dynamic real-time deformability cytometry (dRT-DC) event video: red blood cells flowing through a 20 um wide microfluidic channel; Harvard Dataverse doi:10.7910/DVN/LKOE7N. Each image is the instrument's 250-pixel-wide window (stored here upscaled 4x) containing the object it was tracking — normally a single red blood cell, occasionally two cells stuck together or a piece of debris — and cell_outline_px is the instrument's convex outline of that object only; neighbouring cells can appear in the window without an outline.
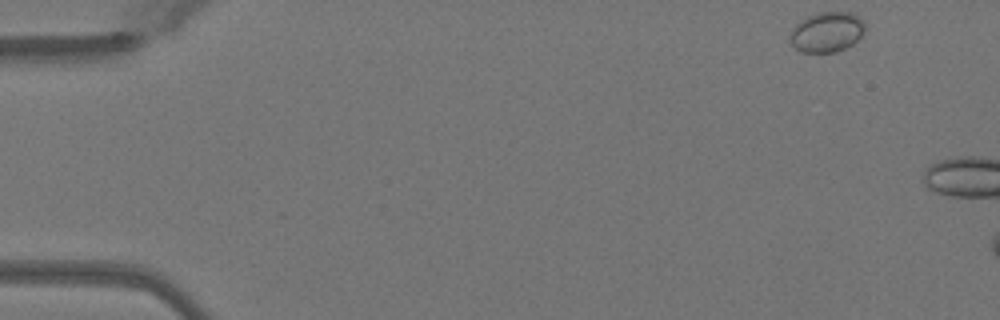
{"species": "Egyptian fruit bat (a non-hibernating species)", "species_latin": "Rousettus aegyptiacus", "temperature_condition": "warm", "stored_images_in_passage": 9, "camera_frame_rate_fps": 3000, "um_per_image_px": 0.085, "animal": {"sex": "female"}, "frame": {"image": 1, "passage_image": 1, "time_ms": 0.0, "image_size_px": [1000, 320], "cell_outline_px": [[864, 32], [852, 44], [836, 52], [800, 52], [792, 44], [792, 28], [800, 20], [808, 16], [820, 12], [852, 12], [864, 20]], "centroid_in_image_um": [70.3, 2.71], "position_along_channel_um": 14.7, "area_um2": 17.34}}